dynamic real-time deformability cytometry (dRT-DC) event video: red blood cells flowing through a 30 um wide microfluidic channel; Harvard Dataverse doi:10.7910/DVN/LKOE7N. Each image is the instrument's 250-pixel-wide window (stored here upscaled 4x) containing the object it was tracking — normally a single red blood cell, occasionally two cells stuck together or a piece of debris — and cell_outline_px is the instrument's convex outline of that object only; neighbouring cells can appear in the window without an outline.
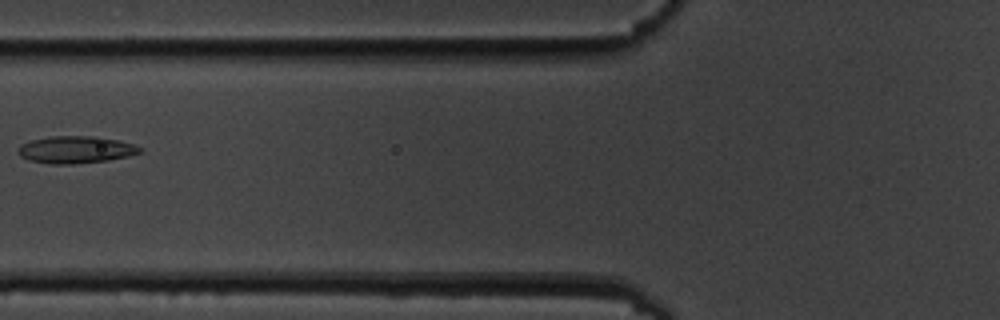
{"species": "common noctule bat (a hibernating species)", "species_latin": "Nyctalus noctula", "temperature_condition": "cold", "stored_images_in_passage": 17, "camera_frame_rate_fps": 3000, "um_per_image_px": 0.085, "animal": {"sex": "male", "body_mass_g": 19.5, "forearm_length_mm": 54.6}, "frame": {"image": 1, "passage_image": 8, "time_ms": 8.667, "image_size_px": [1000, 320], "cell_outline_px": [[144, 152], [128, 156], [108, 160], [76, 164], [52, 164], [28, 160], [20, 156], [16, 152], [20, 144], [32, 140], [52, 136], [96, 136], [116, 140], [132, 144], [144, 148]], "centroid_in_image_um": [6.44, 12.73], "position_along_channel_um": 119.4, "area_um2": 19.42}}
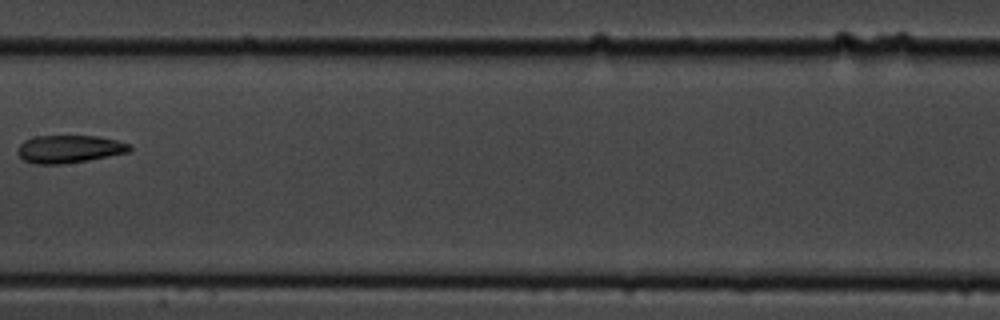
{"frame": {"image": 2, "passage_image": 10, "time_ms": 11.0, "image_size_px": [1000, 320], "cell_outline_px": [[132, 148], [128, 152], [88, 160], [64, 164], [36, 164], [24, 160], [16, 152], [16, 148], [24, 140], [32, 136], [96, 136], [116, 140], [132, 144]], "centroid_in_image_um": [5.86, 12.66], "position_along_channel_um": 201.5, "area_um2": 18.21}}
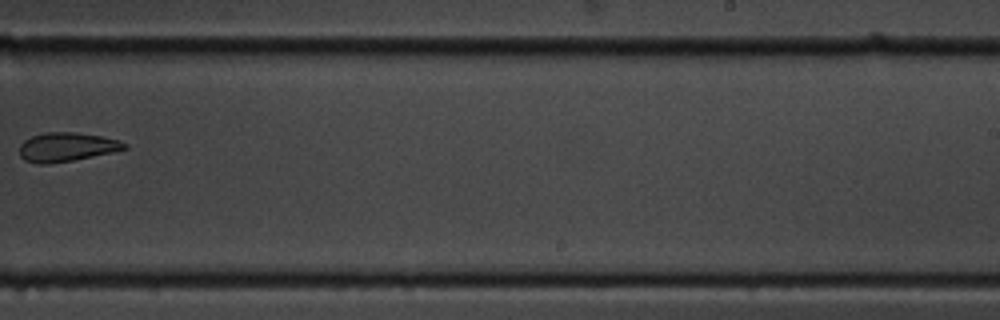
{"frame": {"image": 3, "passage_image": 12, "time_ms": 13.333, "image_size_px": [1000, 320], "cell_outline_px": [[128, 148], [112, 152], [72, 160], [48, 164], [36, 164], [24, 160], [20, 156], [20, 144], [24, 140], [32, 136], [44, 132], [76, 132], [100, 136], [120, 140], [128, 144]], "centroid_in_image_um": [5.65, 12.49], "position_along_channel_um": 283.3, "area_um2": 17.74}, "authors_computed_cell_mechanics": {"area_um2": 20.1144, "velocity_mm_per_s": 3.5287, "shape_relaxation_time_tau1_ms": null, "shape_relaxation_time_tau2_ms": 4.1729, "deformation_change_tau1": null, "deformation_change_tau2": 0.1211}}